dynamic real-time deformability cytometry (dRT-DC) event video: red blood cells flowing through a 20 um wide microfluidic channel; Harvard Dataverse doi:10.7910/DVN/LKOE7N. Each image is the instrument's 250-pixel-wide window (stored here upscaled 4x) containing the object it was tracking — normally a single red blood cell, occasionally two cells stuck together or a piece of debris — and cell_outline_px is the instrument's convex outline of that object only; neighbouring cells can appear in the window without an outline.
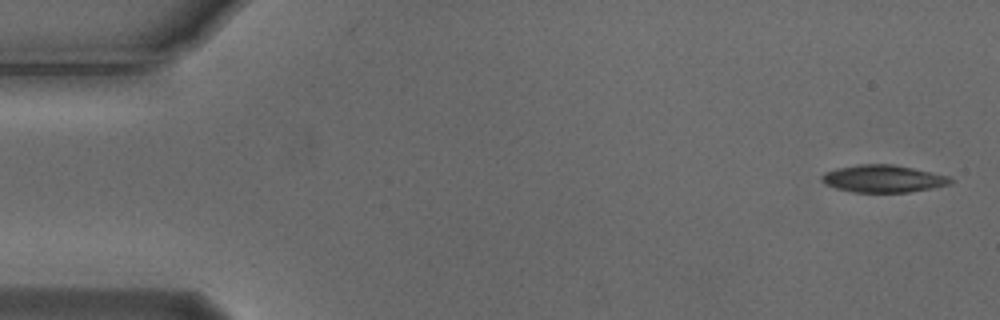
{"species": "Egyptian fruit bat (a non-hibernating species)", "species_latin": "Rousettus aegyptiacus", "temperature_condition": "cold", "stored_images_in_passage": 5, "camera_frame_rate_fps": 3000, "um_per_image_px": 0.085, "animal": {"sex": "male"}, "frame": {"image": 1, "passage_image": 1, "time_ms": 0.0, "image_size_px": [1000, 320], "cell_outline_px": [[956, 180], [952, 184], [932, 188], [908, 192], [852, 192], [836, 188], [824, 184], [820, 180], [820, 176], [824, 172], [836, 168], [860, 164], [892, 164], [932, 172], [948, 176]], "centroid_in_image_um": [75.06, 15.19], "position_along_channel_um": 9.9, "area_um2": 20.69}}
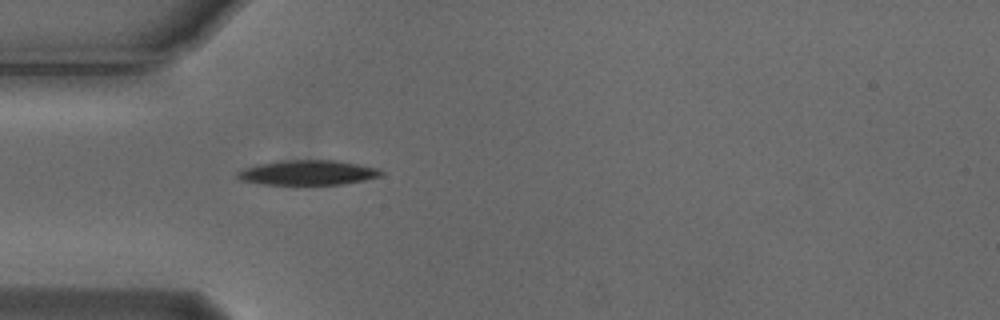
{"frame": {"image": 2, "passage_image": 5, "time_ms": 1.333, "image_size_px": [1000, 320], "cell_outline_px": [[384, 172], [380, 176], [364, 180], [340, 184], [264, 184], [240, 180], [236, 176], [236, 172], [244, 168], [260, 164], [288, 160], [336, 160], [376, 168]], "centroid_in_image_um": [26.14, 14.67], "position_along_channel_um": 58.9, "area_um2": 20.4}}